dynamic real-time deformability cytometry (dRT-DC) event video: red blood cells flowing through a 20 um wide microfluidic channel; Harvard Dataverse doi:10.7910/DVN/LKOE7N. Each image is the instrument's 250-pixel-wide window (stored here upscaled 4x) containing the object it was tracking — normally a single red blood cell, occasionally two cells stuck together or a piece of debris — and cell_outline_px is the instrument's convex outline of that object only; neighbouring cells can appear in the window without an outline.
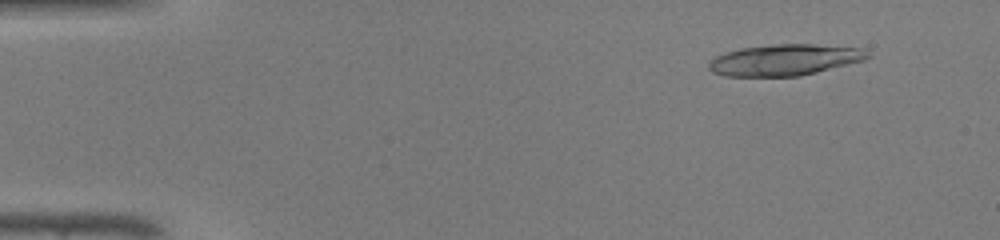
{"species": "common noctule bat (a hibernating species)", "species_latin": "Nyctalus noctula", "temperature_condition": "warm", "stored_images_in_passage": 18, "camera_frame_rate_fps": 3000, "um_per_image_px": 0.085, "animal": {"sex": "male", "body_mass_g": 19.0, "forearm_length_mm": 50.8}, "frame": {"image": 1, "passage_image": 5, "time_ms": 1.333, "image_size_px": [1000, 240], "cell_outline_px": [[872, 56], [864, 60], [800, 76], [724, 76], [712, 72], [708, 68], [708, 64], [716, 56], [740, 48], [772, 44], [812, 44], [864, 48]], "centroid_in_image_um": [66.71, 5.09], "position_along_channel_um": 18.3, "area_um2": 28.84}}
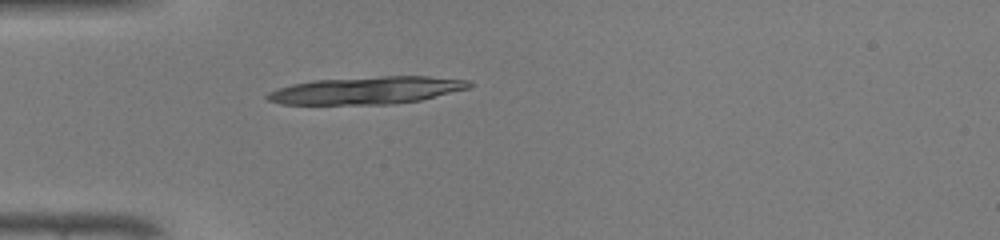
{"frame": {"image": 2, "passage_image": 14, "time_ms": 4.333, "image_size_px": [1000, 240], "cell_outline_px": [[472, 84], [468, 88], [420, 100], [392, 104], [280, 104], [268, 100], [264, 96], [268, 92], [292, 84], [312, 80], [380, 76], [428, 76], [472, 80]], "centroid_in_image_um": [31.17, 7.67], "position_along_channel_um": 53.8, "area_um2": 32.25}}